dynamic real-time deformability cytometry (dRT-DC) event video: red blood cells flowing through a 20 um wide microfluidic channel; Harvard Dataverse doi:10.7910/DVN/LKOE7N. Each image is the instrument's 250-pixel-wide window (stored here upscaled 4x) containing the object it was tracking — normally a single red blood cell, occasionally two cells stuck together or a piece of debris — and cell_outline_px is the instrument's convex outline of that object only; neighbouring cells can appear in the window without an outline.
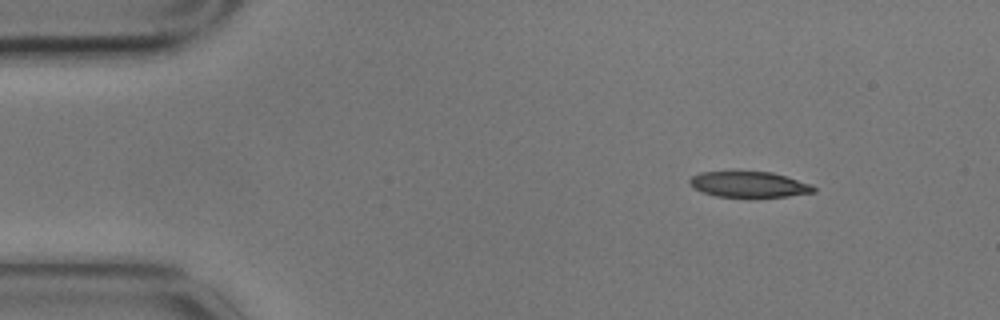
{"species": "common noctule bat (a hibernating species)", "species_latin": "Nyctalus noctula", "temperature_condition": "cold", "stored_images_in_passage": 4, "camera_frame_rate_fps": 3000, "um_per_image_px": 0.085, "animal": {"sex": "male", "body_mass_g": 17.9}, "frame": {"image": 1, "passage_image": 1, "time_ms": 0.0, "image_size_px": [1000, 320], "cell_outline_px": [[816, 192], [788, 196], [716, 196], [704, 192], [688, 184], [688, 180], [692, 176], [700, 172], [772, 172], [812, 184], [816, 188]], "centroid_in_image_um": [63.69, 15.67], "position_along_channel_um": 21.3, "area_um2": 18.26}}
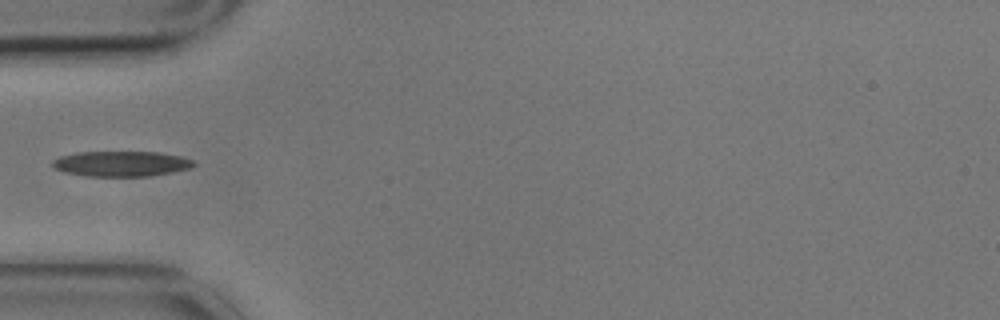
{"frame": {"image": 2, "passage_image": 4, "time_ms": 1.0, "image_size_px": [1000, 320], "cell_outline_px": [[196, 164], [192, 168], [172, 172], [148, 176], [88, 176], [64, 172], [56, 168], [52, 164], [52, 160], [60, 156], [76, 152], [156, 152], [180, 156], [192, 160]], "centroid_in_image_um": [10.31, 13.91], "position_along_channel_um": 74.7, "area_um2": 20.75}}